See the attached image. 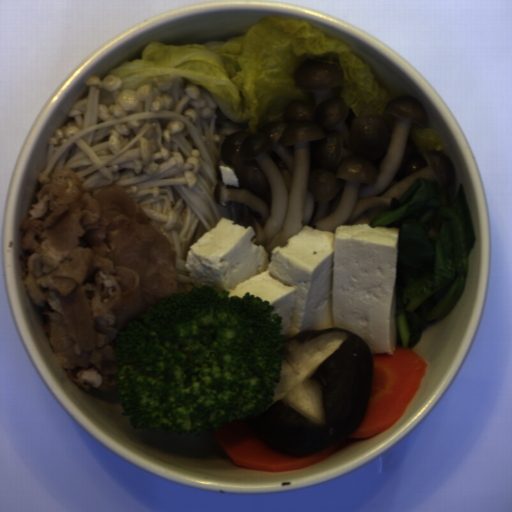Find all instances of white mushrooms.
Here are the masks:
<instances>
[{
    "mask_svg": "<svg viewBox=\"0 0 512 512\" xmlns=\"http://www.w3.org/2000/svg\"><path fill=\"white\" fill-rule=\"evenodd\" d=\"M345 73L335 57L306 59L294 80L312 92L313 105L291 101L283 121L260 132L236 131L226 137L216 163L215 204L242 205L239 225L251 227L252 241L270 262L277 246L311 226L336 233L341 225H365L399 207L416 181L425 178L441 190L455 169L444 153L424 151L412 138L425 127L424 106L409 96L389 101L384 114L366 108L359 116L336 96ZM233 167L240 186L224 185L218 165Z\"/></svg>",
    "mask_w": 512,
    "mask_h": 512,
    "instance_id": "white-mushrooms-1",
    "label": "white mushrooms"
},
{
    "mask_svg": "<svg viewBox=\"0 0 512 512\" xmlns=\"http://www.w3.org/2000/svg\"><path fill=\"white\" fill-rule=\"evenodd\" d=\"M443 222H444V215H442L441 213H438V212L435 213L434 220H433V222L429 228V232H428V235L430 238L435 237L436 235L439 234Z\"/></svg>",
    "mask_w": 512,
    "mask_h": 512,
    "instance_id": "white-mushrooms-2",
    "label": "white mushrooms"
}]
</instances>
